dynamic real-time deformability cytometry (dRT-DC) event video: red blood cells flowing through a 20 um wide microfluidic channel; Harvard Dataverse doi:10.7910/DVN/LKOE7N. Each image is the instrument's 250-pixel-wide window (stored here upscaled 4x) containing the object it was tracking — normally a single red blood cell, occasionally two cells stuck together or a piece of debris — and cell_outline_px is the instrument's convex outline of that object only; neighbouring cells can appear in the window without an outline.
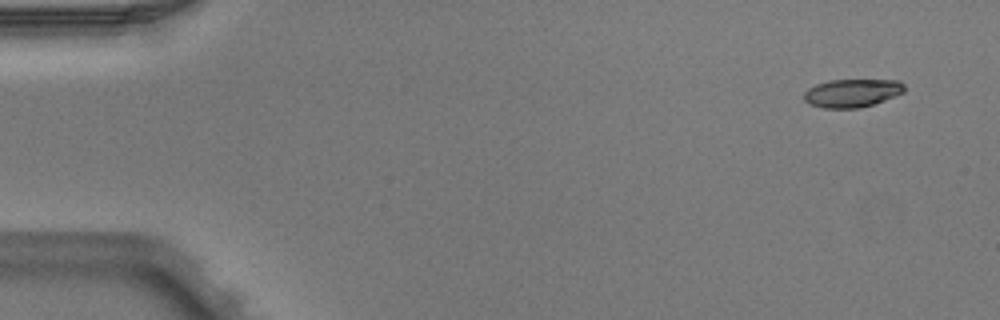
{"species": "Egyptian fruit bat (a non-hibernating species)", "species_latin": "Rousettus aegyptiacus", "temperature_condition": "warm", "stored_images_in_passage": 5, "camera_frame_rate_fps": 3000, "um_per_image_px": 0.085, "animal": {"sex": "male"}, "frame": {"image": 1, "passage_image": 1, "time_ms": 0.0, "image_size_px": [1000, 320], "cell_outline_px": [[904, 92], [896, 96], [860, 108], [824, 108], [812, 104], [804, 100], [804, 92], [808, 88], [816, 84], [828, 80], [900, 80], [904, 84]], "centroid_in_image_um": [72.44, 7.9], "position_along_channel_um": 12.6, "area_um2": 16.47}}
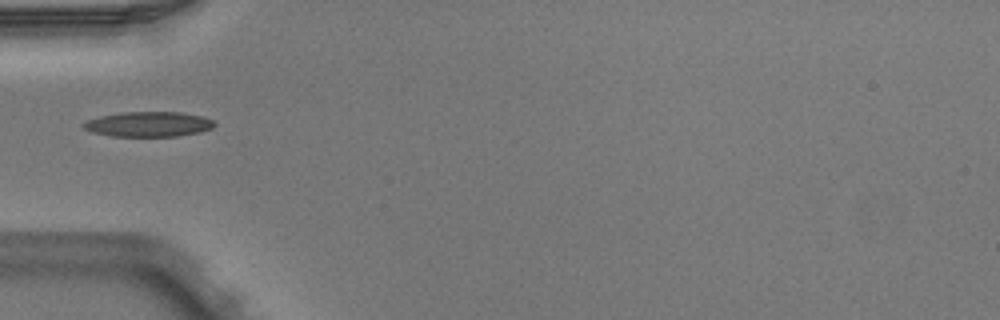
{"frame": {"image": 2, "passage_image": 4, "time_ms": 1.0, "image_size_px": [1000, 320], "cell_outline_px": [[216, 124], [212, 128], [200, 132], [176, 136], [112, 136], [92, 132], [84, 128], [80, 124], [88, 120], [100, 116], [120, 112], [180, 112], [204, 116], [212, 120]], "centroid_in_image_um": [12.63, 10.55], "position_along_channel_um": 72.4, "area_um2": 19.13}}
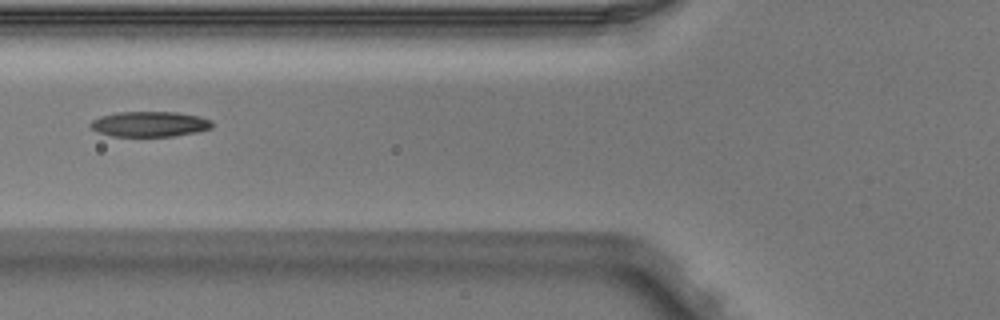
{"frame": {"image": 3, "passage_image": 5, "time_ms": 1.333, "image_size_px": [1000, 320], "cell_outline_px": [[212, 128], [196, 132], [172, 136], [112, 136], [96, 132], [88, 124], [92, 120], [100, 116], [116, 112], [176, 112], [196, 116], [212, 120]], "centroid_in_image_um": [12.68, 10.54], "position_along_channel_um": 113.1, "area_um2": 17.92}}